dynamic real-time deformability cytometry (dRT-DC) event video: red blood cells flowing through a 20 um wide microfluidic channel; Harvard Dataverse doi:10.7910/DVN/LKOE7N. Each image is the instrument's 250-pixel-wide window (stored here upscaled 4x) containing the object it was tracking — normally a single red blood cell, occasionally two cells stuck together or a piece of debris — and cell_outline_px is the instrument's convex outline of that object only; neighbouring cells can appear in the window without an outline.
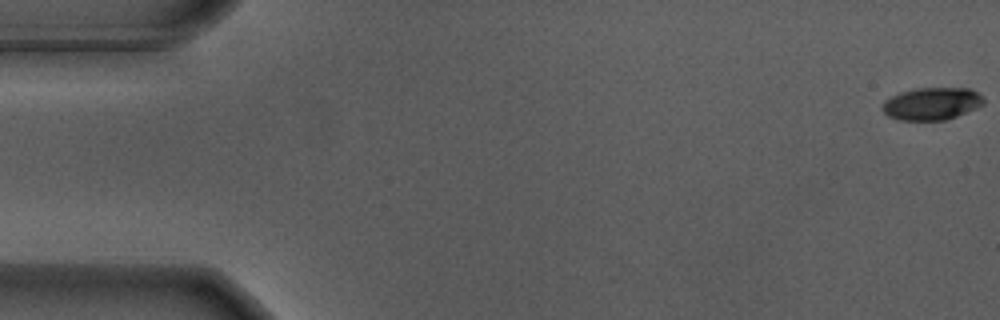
{"species": "Egyptian fruit bat (a non-hibernating species)", "species_latin": "Rousettus aegyptiacus", "temperature_condition": "warm", "stored_images_in_passage": 12, "camera_frame_rate_fps": 3000, "um_per_image_px": 0.085, "animal": {"sex": "male"}, "frame": {"image": 1, "passage_image": 1, "time_ms": 0.0, "image_size_px": [1000, 320], "cell_outline_px": [[984, 104], [976, 108], [956, 116], [944, 120], [896, 120], [888, 116], [884, 112], [884, 100], [900, 92], [916, 88], [972, 88], [984, 96]], "centroid_in_image_um": [79.23, 8.8], "position_along_channel_um": 5.8, "area_um2": 19.19}}